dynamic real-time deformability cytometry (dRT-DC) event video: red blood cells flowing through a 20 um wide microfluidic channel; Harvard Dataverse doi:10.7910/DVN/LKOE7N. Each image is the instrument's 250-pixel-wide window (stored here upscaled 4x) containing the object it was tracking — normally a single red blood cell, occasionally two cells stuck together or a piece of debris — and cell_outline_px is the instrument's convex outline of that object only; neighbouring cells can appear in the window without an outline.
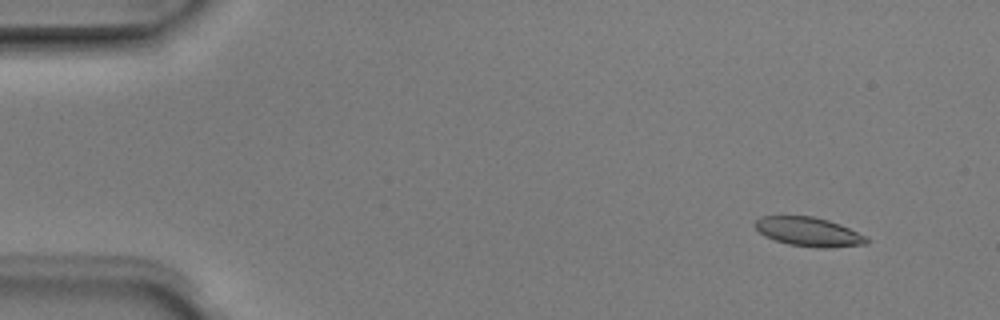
{"species": "Egyptian fruit bat (a non-hibernating species)", "species_latin": "Rousettus aegyptiacus", "temperature_condition": "room temperature", "stored_images_in_passage": 5, "segment_of_instrument_passage": [1, 2], "camera_frame_rate_fps": 3000, "um_per_image_px": 0.085, "animal": {"sex": "male"}, "frame": {"image": 1, "passage_image": 1, "time_ms": 0.0, "image_size_px": [1000, 320], "cell_outline_px": [[868, 244], [828, 248], [816, 248], [788, 244], [764, 236], [752, 224], [760, 216], [812, 216], [828, 220], [840, 224], [868, 236]], "centroid_in_image_um": [68.75, 19.7], "position_along_channel_um": 16.2, "area_um2": 19.07}}
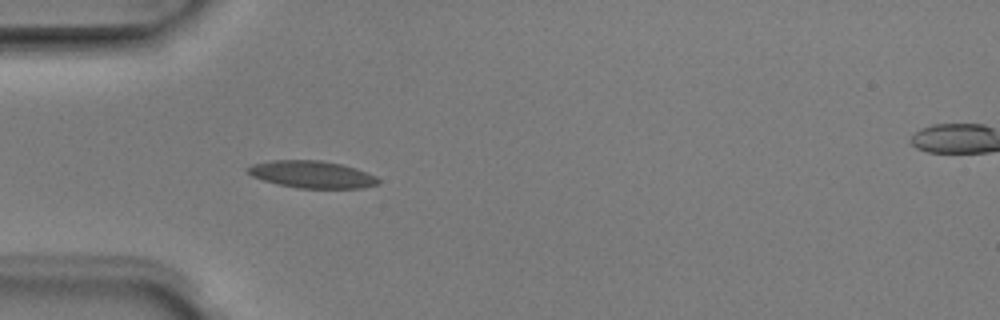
{"frame": {"image": 2, "passage_image": 4, "time_ms": 1.0, "image_size_px": [1000, 320], "cell_outline_px": [[380, 184], [364, 188], [296, 188], [276, 184], [252, 176], [248, 172], [248, 168], [252, 164], [272, 160], [320, 160], [340, 164], [356, 168], [368, 172], [376, 176], [380, 180]], "centroid_in_image_um": [26.56, 14.83], "position_along_channel_um": 58.4, "area_um2": 20.75}}